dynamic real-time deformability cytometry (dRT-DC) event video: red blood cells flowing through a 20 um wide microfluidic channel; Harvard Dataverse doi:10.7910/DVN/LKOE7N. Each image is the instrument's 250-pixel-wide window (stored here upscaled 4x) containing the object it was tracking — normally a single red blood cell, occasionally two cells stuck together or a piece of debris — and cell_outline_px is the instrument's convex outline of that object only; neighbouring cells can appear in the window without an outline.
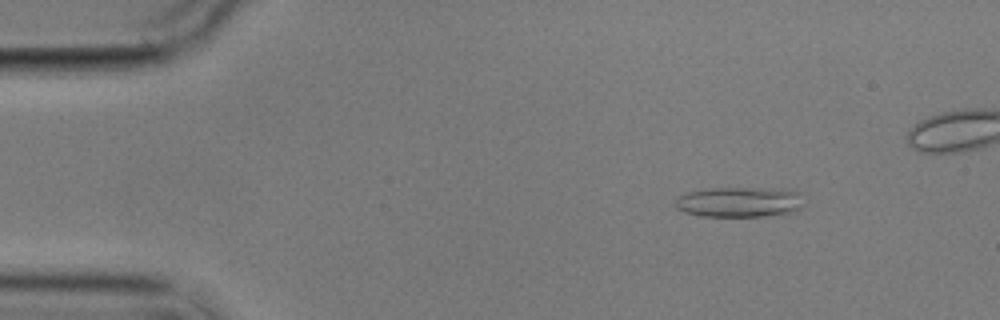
{"species": "common noctule bat (a hibernating species)", "species_latin": "Nyctalus noctula", "temperature_condition": "cold", "stored_images_in_passage": 10, "camera_frame_rate_fps": 3000, "um_per_image_px": 0.085, "animal": {"sex": "male", "body_mass_g": 17.9}, "frame": {"image": 1, "passage_image": 2, "time_ms": 1.0, "image_size_px": [1000, 320], "cell_outline_px": [[804, 204], [800, 208], [792, 212], [764, 216], [700, 216], [684, 212], [676, 208], [676, 200], [680, 196], [688, 192], [712, 188], [768, 188], [800, 192]], "centroid_in_image_um": [62.86, 17.17], "position_along_channel_um": 22.1, "area_um2": 22.54}}
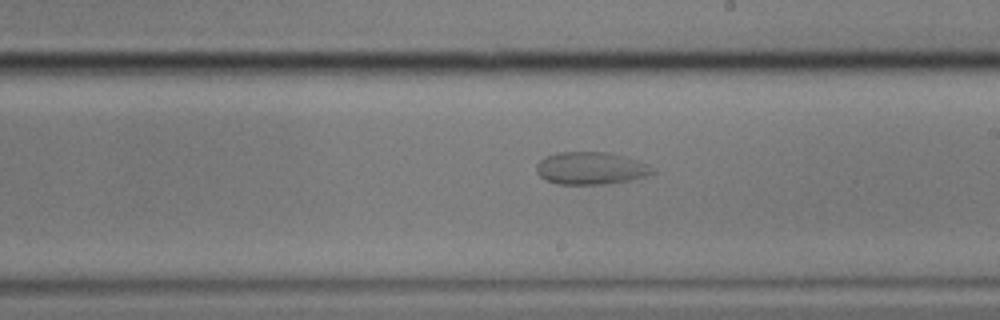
{"frame": {"image": 2, "passage_image": 10, "time_ms": 11.333, "image_size_px": [1000, 320], "cell_outline_px": [[656, 172], [644, 176], [628, 180], [604, 184], [560, 184], [548, 180], [540, 176], [536, 172], [536, 164], [544, 156], [556, 152], [608, 152], [636, 160], [648, 164], [656, 168]], "centroid_in_image_um": [50.21, 14.29], "position_along_channel_um": 238.8, "area_um2": 21.91}}